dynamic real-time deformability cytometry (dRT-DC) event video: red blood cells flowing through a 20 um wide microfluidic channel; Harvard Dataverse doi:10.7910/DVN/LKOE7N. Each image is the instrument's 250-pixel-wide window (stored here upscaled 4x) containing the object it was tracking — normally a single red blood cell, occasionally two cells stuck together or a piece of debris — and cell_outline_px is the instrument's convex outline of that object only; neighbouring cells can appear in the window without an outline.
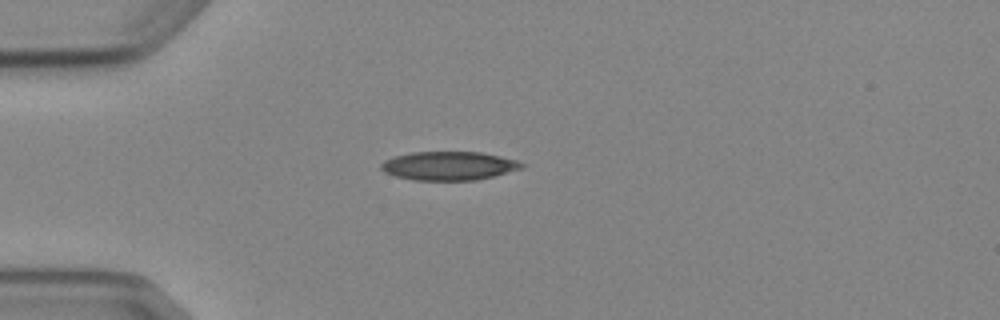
{"species": "Egyptian fruit bat (a non-hibernating species)", "species_latin": "Rousettus aegyptiacus", "temperature_condition": "cold", "stored_images_in_passage": 2, "camera_frame_rate_fps": 3000, "um_per_image_px": 0.085, "animal": {"sex": "female"}, "frame": {"image": 1, "passage_image": 1, "time_ms": 0.0, "image_size_px": [1000, 320], "cell_outline_px": [[528, 164], [524, 168], [476, 180], [412, 180], [396, 176], [384, 172], [380, 168], [380, 164], [384, 160], [392, 156], [412, 152], [480, 152], [500, 156], [516, 160]], "centroid_in_image_um": [38.15, 14.09], "position_along_channel_um": 46.9, "area_um2": 23.64}}